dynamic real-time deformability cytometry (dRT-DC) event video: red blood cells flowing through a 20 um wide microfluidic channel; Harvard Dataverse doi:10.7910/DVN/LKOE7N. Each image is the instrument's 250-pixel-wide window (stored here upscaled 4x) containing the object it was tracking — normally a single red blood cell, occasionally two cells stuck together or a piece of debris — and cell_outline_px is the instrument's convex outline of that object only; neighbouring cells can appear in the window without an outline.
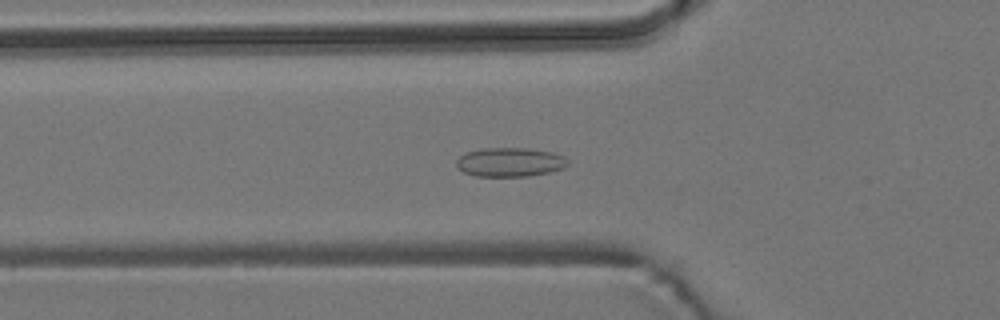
{"species": "common noctule bat (a hibernating species)", "species_latin": "Nyctalus noctula", "temperature_condition": "room temperature", "stored_images_in_passage": 56, "camera_frame_rate_fps": 3000, "um_per_image_px": 0.085, "animal": {"sex": "male", "body_mass_g": 19.2, "forearm_length_mm": 51.8}, "frame": {"image": 1, "passage_image": 19, "time_ms": 6.0, "image_size_px": [1000, 320], "cell_outline_px": [[568, 164], [564, 168], [548, 172], [528, 176], [476, 176], [464, 172], [456, 164], [456, 160], [460, 156], [468, 152], [480, 148], [528, 148], [552, 152], [564, 156], [568, 160]], "centroid_in_image_um": [43.36, 13.77], "position_along_channel_um": 82.4, "area_um2": 18.79}}
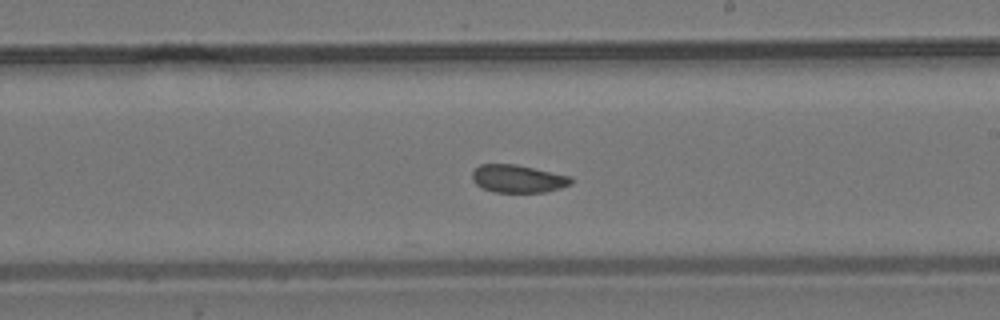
{"frame": {"image": 2, "passage_image": 32, "time_ms": 10.333, "image_size_px": [1000, 320], "cell_outline_px": [[572, 184], [560, 188], [544, 192], [496, 192], [484, 188], [476, 184], [472, 180], [472, 172], [480, 164], [516, 164], [572, 176]], "centroid_in_image_um": [44.04, 15.18], "position_along_channel_um": 245.0, "area_um2": 16.01}}
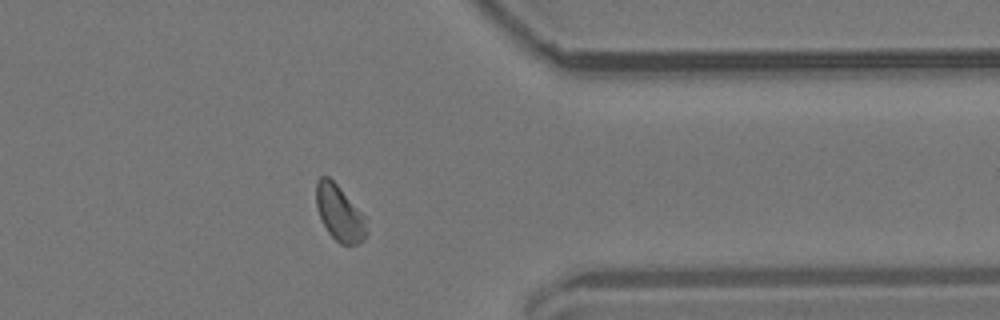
{"frame": {"image": 3, "passage_image": 44, "time_ms": 14.333, "image_size_px": [1000, 320], "cell_outline_px": [[368, 232], [364, 240], [360, 244], [340, 244], [328, 232], [320, 216], [316, 204], [316, 180], [320, 176], [328, 176], [340, 188], [364, 216]], "centroid_in_image_um": [28.86, 18.12], "position_along_channel_um": 382.5, "area_um2": 16.13}, "authors_computed_cell_mechanics": {"area_um2": 16.9065, "velocity_mm_per_s": 3.7376, "shape_relaxation_time_tau1_ms": null, "shape_relaxation_time_tau2_ms": 2.8572, "deformation_change_tau1": null, "deformation_change_tau2": 0.0662}}